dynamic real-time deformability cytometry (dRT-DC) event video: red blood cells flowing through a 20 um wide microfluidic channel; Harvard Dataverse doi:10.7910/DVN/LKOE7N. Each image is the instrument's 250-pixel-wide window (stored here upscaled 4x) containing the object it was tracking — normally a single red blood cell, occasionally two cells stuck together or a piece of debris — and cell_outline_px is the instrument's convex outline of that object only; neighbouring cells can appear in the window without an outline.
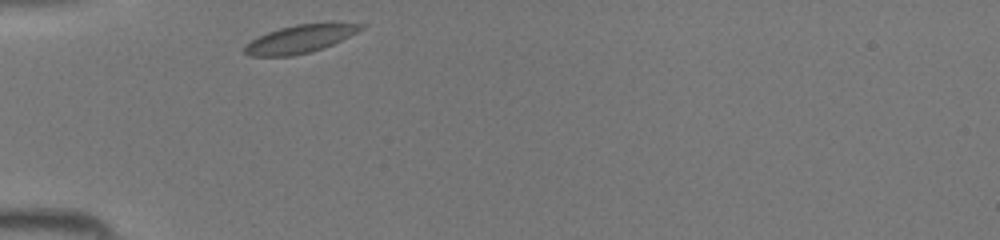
{"species": "common noctule bat (a hibernating species)", "species_latin": "Nyctalus noctula", "temperature_condition": "room temperature", "stored_images_in_passage": 25, "camera_frame_rate_fps": 3000, "um_per_image_px": 0.085, "animal": {"sex": "female", "body_mass_g": 19.5, "forearm_length_mm": 54.1}, "frame": {"image": 1, "passage_image": 1, "time_ms": 0.0, "image_size_px": [1000, 240], "cell_outline_px": [[364, 28], [324, 48], [312, 52], [292, 56], [252, 56], [244, 52], [244, 44], [268, 32], [280, 28], [296, 24], [364, 24]], "centroid_in_image_um": [25.44, 3.34], "position_along_channel_um": 59.6, "area_um2": 18.44}}
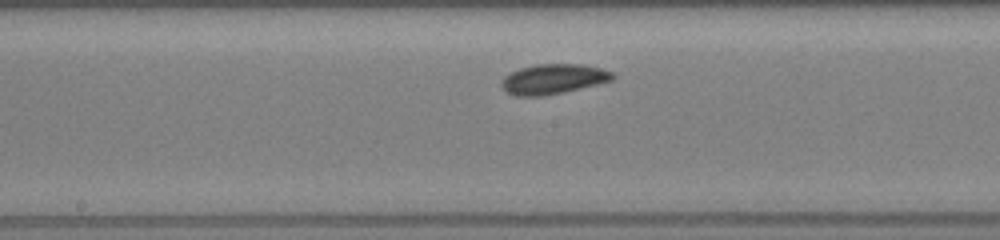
{"frame": {"image": 2, "passage_image": 11, "time_ms": 3.333, "image_size_px": [1000, 240], "cell_outline_px": [[616, 76], [612, 80], [564, 92], [544, 96], [516, 96], [504, 92], [500, 84], [504, 76], [520, 68], [536, 64], [584, 64], [600, 68], [612, 72]], "centroid_in_image_um": [46.99, 6.72], "position_along_channel_um": 201.2, "area_um2": 19.48}}
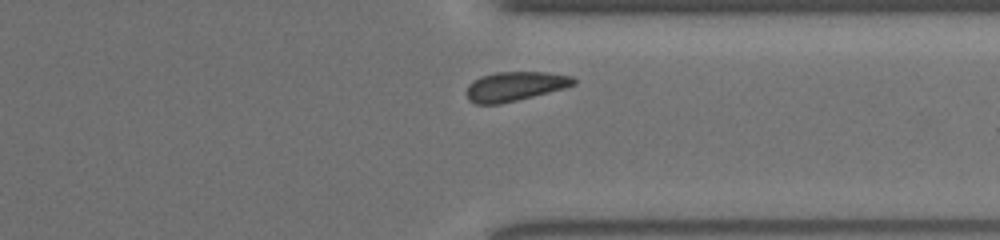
{"frame": {"image": 3, "passage_image": 22, "time_ms": 7.0, "image_size_px": [1000, 240], "cell_outline_px": [[576, 84], [564, 88], [500, 104], [476, 104], [468, 100], [468, 84], [480, 76], [496, 72], [548, 72], [572, 76], [576, 80]], "centroid_in_image_um": [43.78, 7.32], "position_along_channel_um": 367.6, "area_um2": 18.15}}